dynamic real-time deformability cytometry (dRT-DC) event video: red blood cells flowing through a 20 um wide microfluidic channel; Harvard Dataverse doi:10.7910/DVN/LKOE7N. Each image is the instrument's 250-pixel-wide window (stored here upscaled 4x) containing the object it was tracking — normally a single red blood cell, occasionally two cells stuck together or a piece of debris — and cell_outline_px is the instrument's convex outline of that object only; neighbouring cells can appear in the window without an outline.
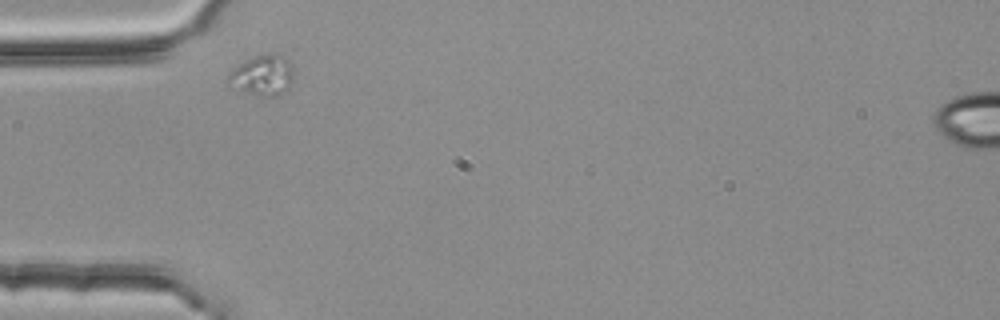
{"species": "common noctule bat (a hibernating species)", "species_latin": "Nyctalus noctula", "temperature_condition": "room temperature", "stored_images_in_passage": 2, "camera_frame_rate_fps": 3000, "um_per_image_px": 0.085, "animal": {"sex": "female", "body_mass_g": 25.1}, "frame": {"image": 1, "passage_image": 1, "time_ms": 0.0, "image_size_px": [1000, 320], "cell_outline_px": [[292, 80], [288, 88], [276, 96], [260, 96], [228, 88], [224, 84], [228, 76], [240, 64], [256, 56], [268, 52], [276, 52], [284, 56], [292, 64]], "centroid_in_image_um": [22.28, 6.41], "position_along_channel_um": 62.7, "area_um2": 15.66}}